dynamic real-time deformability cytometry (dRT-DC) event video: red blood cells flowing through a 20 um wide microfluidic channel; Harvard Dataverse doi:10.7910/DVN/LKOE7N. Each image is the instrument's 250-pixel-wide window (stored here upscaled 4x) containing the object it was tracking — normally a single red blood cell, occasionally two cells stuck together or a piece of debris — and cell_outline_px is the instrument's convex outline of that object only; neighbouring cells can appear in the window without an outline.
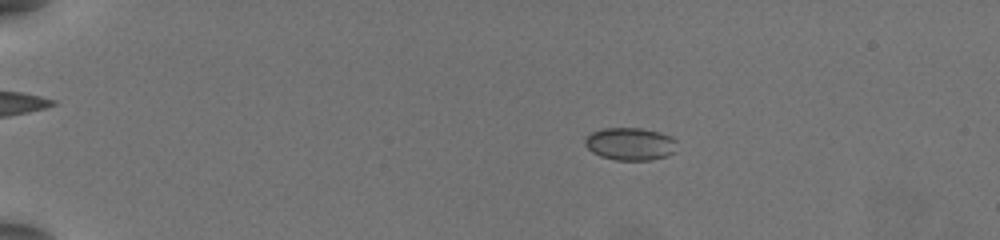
{"species": "common noctule bat (a hibernating species)", "species_latin": "Nyctalus noctula", "temperature_condition": "warm", "stored_images_in_passage": 56, "camera_frame_rate_fps": 3000, "um_per_image_px": 0.085, "animal": {"sex": "female", "body_mass_g": 19.5, "forearm_length_mm": 54.1}, "frame": {"image": 1, "passage_image": 12, "time_ms": 3.667, "image_size_px": [1000, 240], "cell_outline_px": [[676, 152], [652, 160], [616, 160], [600, 156], [592, 152], [584, 144], [584, 136], [592, 132], [604, 128], [640, 128], [660, 132], [672, 136], [676, 140]], "centroid_in_image_um": [53.56, 12.23], "position_along_channel_um": 31.4, "area_um2": 17.69}}
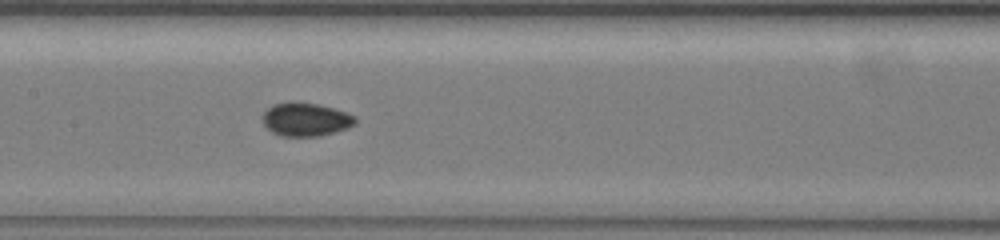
{"frame": {"image": 2, "passage_image": 31, "time_ms": 10.0, "image_size_px": [1000, 240], "cell_outline_px": [[356, 124], [348, 128], [320, 136], [280, 136], [272, 132], [264, 124], [264, 112], [272, 104], [292, 100], [296, 100], [316, 104], [332, 108], [356, 116]], "centroid_in_image_um": [25.98, 10.14], "position_along_channel_um": 181.4, "area_um2": 18.15}}
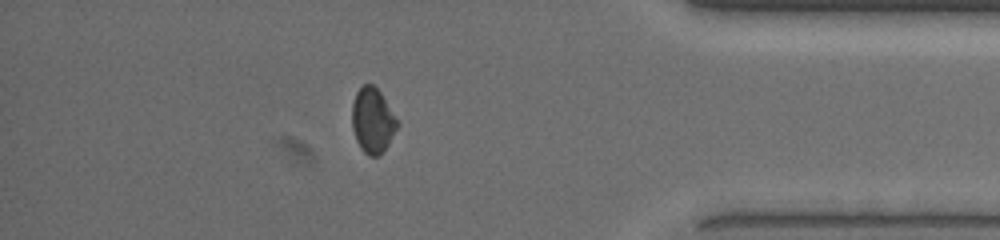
{"frame": {"image": 3, "passage_image": 50, "time_ms": 16.333, "image_size_px": [1000, 240], "cell_outline_px": [[400, 124], [388, 144], [380, 156], [368, 156], [360, 148], [356, 140], [352, 128], [352, 104], [356, 92], [364, 84], [372, 84], [380, 92], [396, 116]], "centroid_in_image_um": [31.68, 10.26], "position_along_channel_um": 403.5, "area_um2": 17.28}, "authors_computed_cell_mechanics": {"area_um2": 17.5134, "velocity_mm_per_s": 3.8871, "shape_relaxation_time_tau1_ms": 2.6246, "shape_relaxation_time_tau2_ms": 1.3878, "deformation_change_tau1": 0.0712, "deformation_change_tau2": 0.0417}}